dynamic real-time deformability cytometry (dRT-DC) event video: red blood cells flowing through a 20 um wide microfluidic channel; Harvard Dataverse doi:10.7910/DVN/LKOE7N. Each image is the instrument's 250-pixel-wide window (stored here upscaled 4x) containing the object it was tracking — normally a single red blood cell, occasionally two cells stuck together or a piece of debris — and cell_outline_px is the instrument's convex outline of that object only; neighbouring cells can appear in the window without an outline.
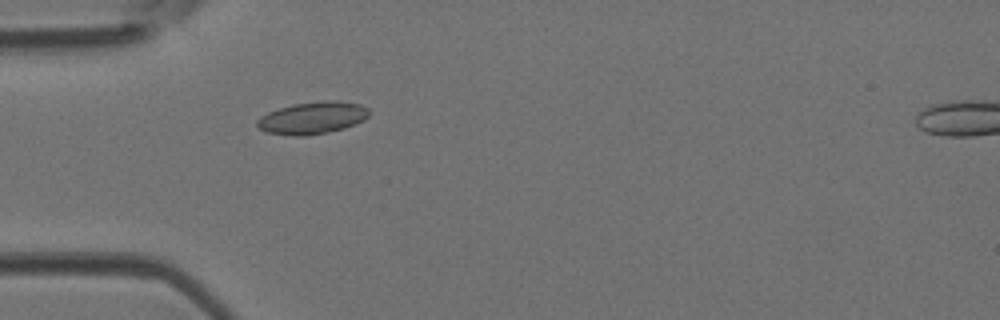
{"species": "Egyptian fruit bat (a non-hibernating species)", "species_latin": "Rousettus aegyptiacus", "temperature_condition": "room temperature", "stored_images_in_passage": 34, "camera_frame_rate_fps": 3000, "um_per_image_px": 0.085, "animal": {"sex": "female"}, "frame": {"image": 1, "passage_image": 2, "time_ms": 0.333, "image_size_px": [1000, 320], "cell_outline_px": [[372, 112], [364, 120], [356, 124], [344, 128], [328, 132], [308, 136], [292, 136], [264, 132], [256, 128], [256, 120], [260, 116], [268, 112], [292, 104], [324, 100], [336, 100], [360, 104], [368, 108]], "centroid_in_image_um": [26.55, 10.02], "position_along_channel_um": 58.5, "area_um2": 21.44}}
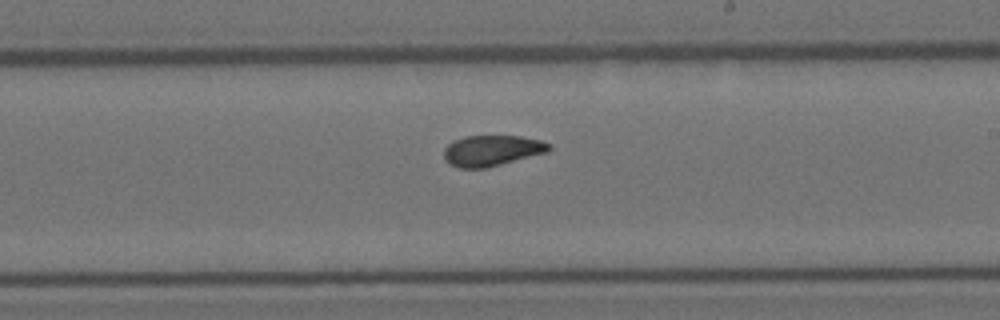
{"frame": {"image": 2, "passage_image": 15, "time_ms": 4.667, "image_size_px": [1000, 320], "cell_outline_px": [[552, 148], [548, 152], [484, 168], [460, 168], [448, 164], [444, 160], [444, 148], [452, 140], [464, 136], [520, 136], [540, 140], [552, 144]], "centroid_in_image_um": [41.79, 12.79], "position_along_channel_um": 247.2, "area_um2": 18.96}}
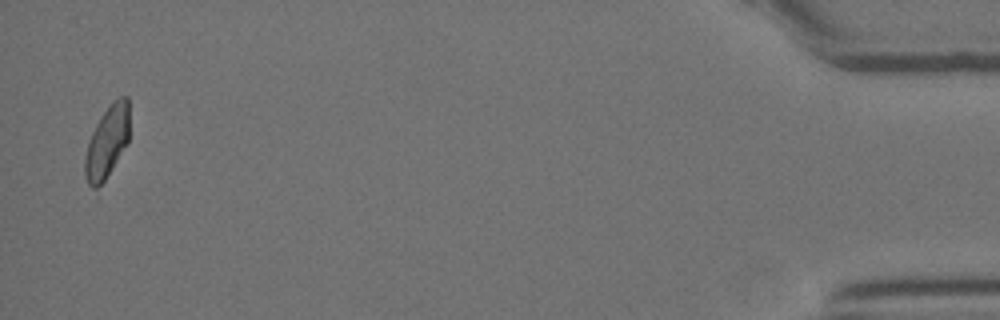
{"frame": {"image": 3, "passage_image": 33, "time_ms": 10.667, "image_size_px": [1000, 320], "cell_outline_px": [[128, 144], [96, 200], [84, 176], [84, 160], [88, 144], [92, 132], [100, 116], [112, 100], [120, 96], [128, 96]], "centroid_in_image_um": [9.07, 12.27], "position_along_channel_um": 426.1, "area_um2": 19.94}}